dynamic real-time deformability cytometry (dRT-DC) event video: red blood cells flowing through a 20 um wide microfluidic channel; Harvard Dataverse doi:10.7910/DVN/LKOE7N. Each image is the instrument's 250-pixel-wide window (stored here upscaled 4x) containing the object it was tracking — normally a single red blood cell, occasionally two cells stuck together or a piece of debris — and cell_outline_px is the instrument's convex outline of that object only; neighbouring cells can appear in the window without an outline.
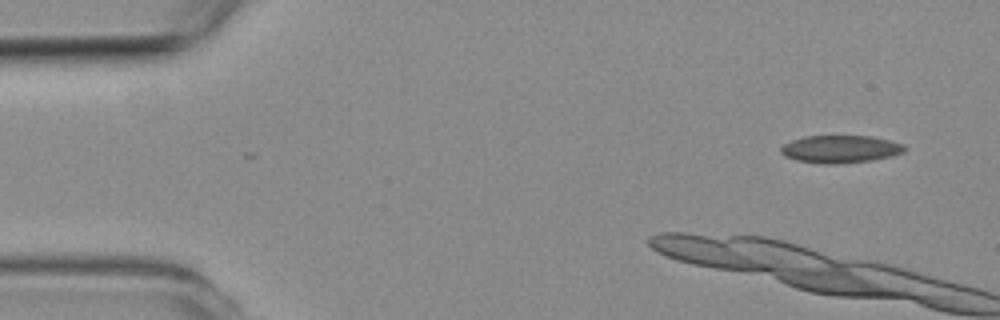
{"species": "common noctule bat (a hibernating species)", "species_latin": "Nyctalus noctula", "temperature_condition": "room temperature", "stored_images_in_passage": 8, "camera_frame_rate_fps": 3000, "um_per_image_px": 0.085, "animal": {"sex": "female", "body_mass_g": 19.3, "forearm_length_mm": 54.1}, "frame": {"image": 1, "passage_image": 1, "time_ms": 0.0, "image_size_px": [1000, 320], "cell_outline_px": [[908, 148], [904, 152], [892, 156], [872, 160], [836, 164], [824, 164], [796, 160], [784, 156], [780, 152], [780, 148], [784, 144], [792, 140], [804, 136], [872, 136], [904, 144]], "centroid_in_image_um": [71.44, 12.67], "position_along_channel_um": 13.6, "area_um2": 20.0}}
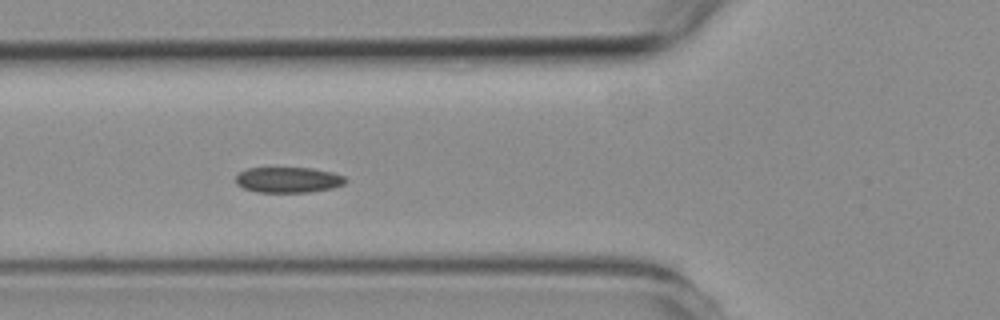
{"frame": {"image": 2, "passage_image": 6, "time_ms": 6.667, "image_size_px": [1000, 320], "cell_outline_px": [[348, 180], [344, 184], [332, 188], [308, 192], [256, 192], [244, 188], [236, 184], [236, 176], [240, 172], [248, 168], [312, 168], [332, 172], [344, 176]], "centroid_in_image_um": [24.51, 15.29], "position_along_channel_um": 101.3, "area_um2": 16.36}}
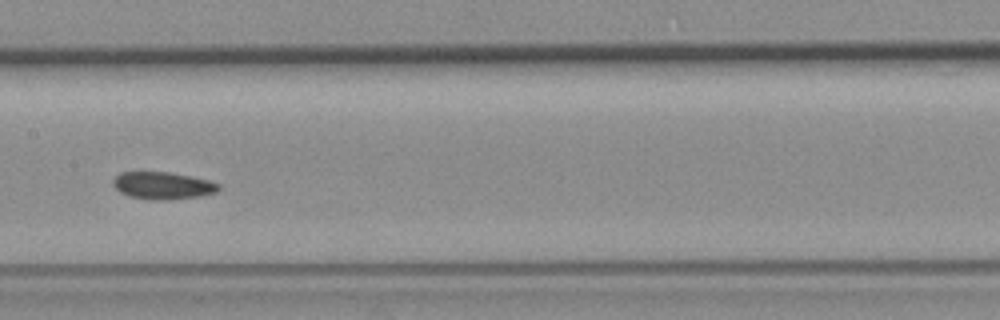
{"frame": {"image": 3, "passage_image": 8, "time_ms": 9.0, "image_size_px": [1000, 320], "cell_outline_px": [[220, 188], [216, 192], [200, 196], [164, 200], [148, 200], [128, 196], [120, 192], [112, 184], [112, 180], [120, 172], [168, 172], [192, 176], [208, 180], [220, 184]], "centroid_in_image_um": [13.82, 15.77], "position_along_channel_um": 193.6, "area_um2": 16.88}}